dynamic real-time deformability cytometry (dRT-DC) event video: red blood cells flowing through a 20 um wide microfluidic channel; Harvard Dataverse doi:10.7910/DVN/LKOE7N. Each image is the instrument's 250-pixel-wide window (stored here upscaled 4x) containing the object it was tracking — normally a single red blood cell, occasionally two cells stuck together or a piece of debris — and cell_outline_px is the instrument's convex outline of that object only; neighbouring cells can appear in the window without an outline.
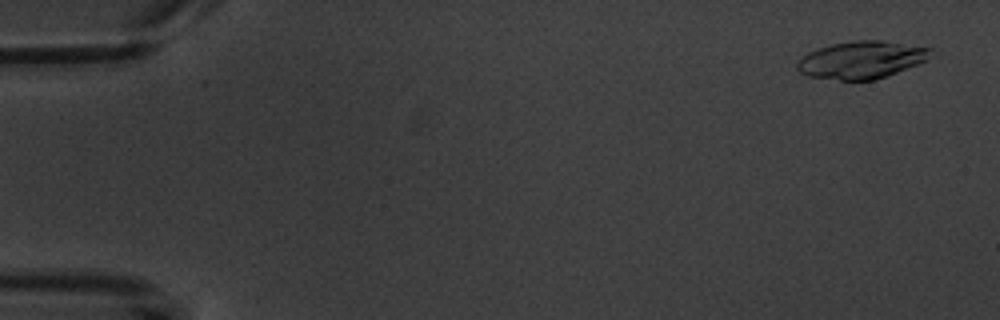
{"species": "common noctule bat (a hibernating species)", "species_latin": "Nyctalus noctula", "temperature_condition": "warm", "stored_images_in_passage": 5, "camera_frame_rate_fps": 3000, "um_per_image_px": 0.085, "animal": {"sex": "male", "body_mass_g": 20.1, "forearm_length_mm": 53.5}, "frame": {"image": 1, "passage_image": 1, "time_ms": 0.0, "image_size_px": [1000, 320], "cell_outline_px": [[932, 48], [928, 60], [876, 80], [840, 80], [808, 76], [800, 72], [796, 68], [796, 64], [808, 52], [832, 44], [852, 40], [880, 40]], "centroid_in_image_um": [73.23, 5.09], "position_along_channel_um": 11.8, "area_um2": 28.96}}